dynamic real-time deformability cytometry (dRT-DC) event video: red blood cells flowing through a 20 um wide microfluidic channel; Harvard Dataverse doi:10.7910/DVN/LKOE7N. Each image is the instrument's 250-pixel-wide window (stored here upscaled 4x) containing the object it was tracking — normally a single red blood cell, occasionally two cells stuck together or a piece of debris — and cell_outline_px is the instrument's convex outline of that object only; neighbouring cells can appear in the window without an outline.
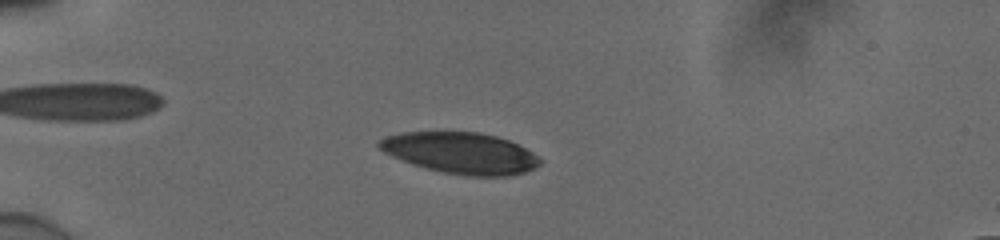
{"species": "human", "species_latin": "Homo sapiens", "temperature_condition": "cold", "stored_images_in_passage": 42, "camera_frame_rate_fps": 3000, "um_per_image_px": 0.085, "donor": {"sex": "male"}, "frame": {"image": 1, "passage_image": 3, "time_ms": 0.667, "image_size_px": [1000, 240], "cell_outline_px": [[544, 160], [540, 164], [524, 172], [512, 176], [464, 176], [444, 172], [412, 164], [392, 156], [384, 152], [376, 144], [380, 140], [388, 136], [400, 132], [480, 132], [496, 136], [508, 140], [532, 152]], "centroid_in_image_um": [39.17, 13.01], "position_along_channel_um": 45.8, "area_um2": 38.49}}
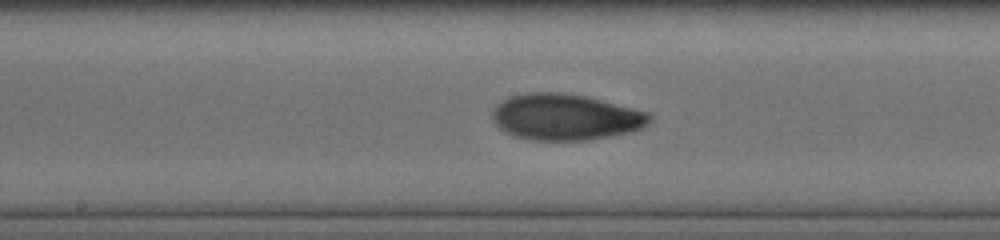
{"frame": {"image": 2, "passage_image": 18, "time_ms": 5.667, "image_size_px": [1000, 240], "cell_outline_px": [[652, 120], [648, 124], [632, 132], [588, 140], [532, 140], [516, 136], [504, 132], [496, 124], [492, 116], [492, 112], [504, 100], [512, 96], [528, 92], [560, 92], [588, 96], [648, 112], [652, 116]], "centroid_in_image_um": [48.11, 9.95], "position_along_channel_um": 200.1, "area_um2": 42.25}}
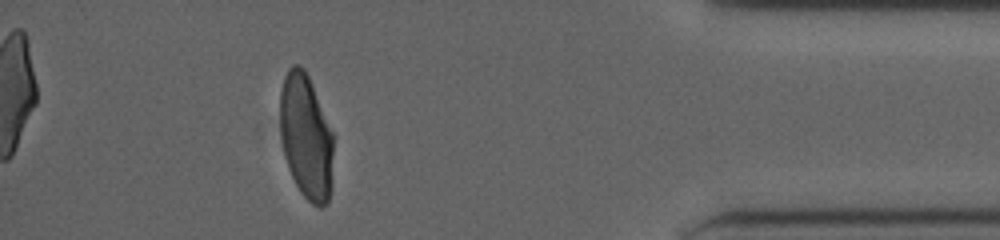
{"frame": {"image": 3, "passage_image": 37, "time_ms": 12.0, "image_size_px": [1000, 240], "cell_outline_px": [[332, 184], [328, 204], [320, 208], [312, 204], [300, 192], [288, 168], [284, 156], [280, 136], [280, 92], [284, 76], [288, 68], [292, 64], [300, 64], [304, 68], [312, 84], [332, 132]], "centroid_in_image_um": [26.0, 11.63], "position_along_channel_um": 409.2, "area_um2": 39.07}, "authors_computed_cell_mechanics": {"area_um2": 40.3444, "velocity_mm_per_s": 3.884, "shape_relaxation_time_tau1_ms": 5.8249, "shape_relaxation_time_tau2_ms": 2.1817, "deformation_change_tau1": 0.211, "deformation_change_tau2": 0.0556}}